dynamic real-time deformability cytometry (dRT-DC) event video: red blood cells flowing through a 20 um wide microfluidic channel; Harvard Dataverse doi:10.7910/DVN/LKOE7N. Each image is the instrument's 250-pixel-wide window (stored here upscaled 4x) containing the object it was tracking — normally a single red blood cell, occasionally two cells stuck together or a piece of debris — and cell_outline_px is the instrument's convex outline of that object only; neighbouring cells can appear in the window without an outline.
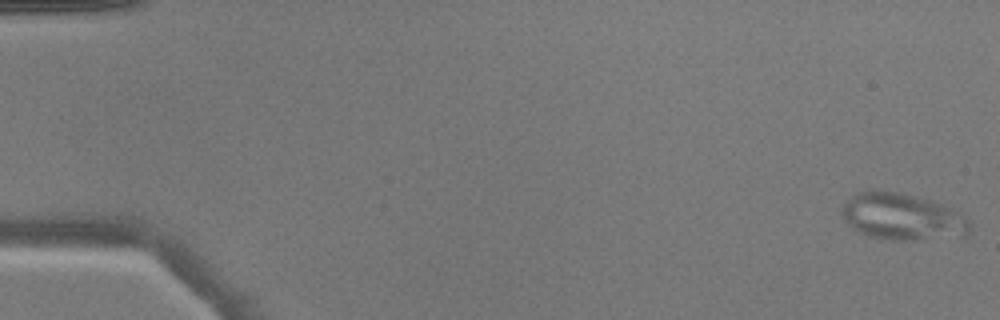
{"species": "common noctule bat (a hibernating species)", "species_latin": "Nyctalus noctula", "temperature_condition": "warm", "stored_images_in_passage": 14, "camera_frame_rate_fps": 3000, "um_per_image_px": 0.085, "animal": {"sex": "male", "body_mass_g": 17.9}, "frame": {"image": 1, "passage_image": 1, "time_ms": 0.0, "image_size_px": [1000, 320], "cell_outline_px": [[972, 228], [968, 236], [912, 240], [880, 240], [868, 236], [852, 228], [844, 220], [840, 212], [840, 208], [856, 192], [872, 188], [900, 192], [916, 196], [940, 204], [956, 212], [968, 220], [972, 224]], "centroid_in_image_um": [76.65, 18.43], "position_along_channel_um": 8.4, "area_um2": 35.32}}